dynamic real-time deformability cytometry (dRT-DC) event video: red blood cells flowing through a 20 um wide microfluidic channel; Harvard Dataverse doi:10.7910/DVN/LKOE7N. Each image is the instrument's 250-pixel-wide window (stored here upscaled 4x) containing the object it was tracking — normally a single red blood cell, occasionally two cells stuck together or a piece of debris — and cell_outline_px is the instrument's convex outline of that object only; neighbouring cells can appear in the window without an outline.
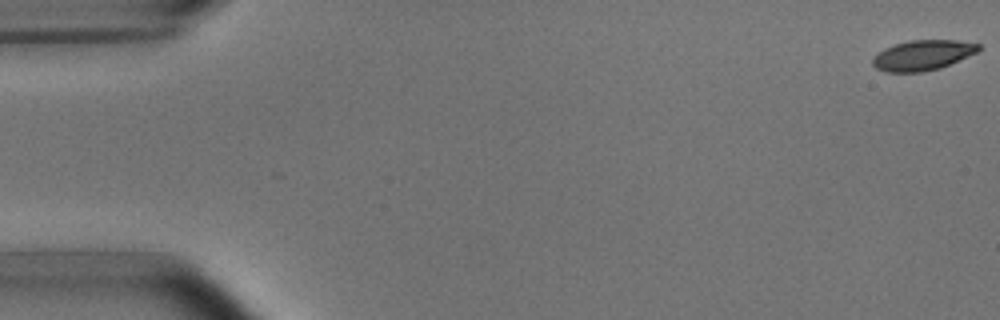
{"species": "common noctule bat (a hibernating species)", "species_latin": "Nyctalus noctula", "temperature_condition": "room temperature", "stored_images_in_passage": 6, "camera_frame_rate_fps": 3000, "um_per_image_px": 0.085, "animal": {"sex": "male", "body_mass_g": 15.6}, "frame": {"image": 1, "passage_image": 1, "time_ms": 0.0, "image_size_px": [1000, 320], "cell_outline_px": [[980, 48], [976, 52], [940, 68], [920, 72], [888, 72], [876, 68], [872, 64], [872, 60], [884, 48], [908, 40], [956, 40], [980, 44]], "centroid_in_image_um": [78.41, 4.69], "position_along_channel_um": 6.6, "area_um2": 18.32}}
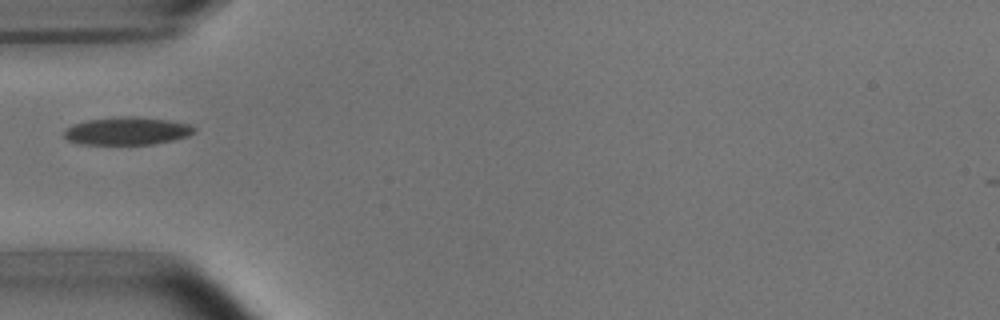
{"frame": {"image": 2, "passage_image": 5, "time_ms": 5.667, "image_size_px": [1000, 320], "cell_outline_px": [[196, 132], [188, 136], [172, 140], [152, 144], [80, 144], [68, 140], [64, 136], [64, 128], [72, 124], [88, 120], [120, 116], [136, 116], [168, 120], [188, 124], [196, 128]], "centroid_in_image_um": [10.79, 11.12], "position_along_channel_um": 74.2, "area_um2": 21.15}}